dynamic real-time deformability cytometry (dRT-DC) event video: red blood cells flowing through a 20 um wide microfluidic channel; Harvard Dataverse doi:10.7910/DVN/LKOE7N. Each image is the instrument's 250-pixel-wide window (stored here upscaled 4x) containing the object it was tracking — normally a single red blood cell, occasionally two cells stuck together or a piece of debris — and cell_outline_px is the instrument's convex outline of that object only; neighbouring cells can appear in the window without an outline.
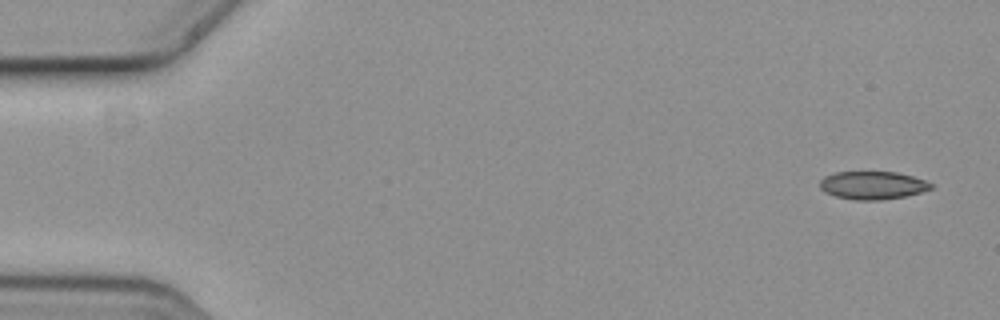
{"species": "common noctule bat (a hibernating species)", "species_latin": "Nyctalus noctula", "temperature_condition": "cold", "stored_images_in_passage": 6, "camera_frame_rate_fps": 3000, "um_per_image_px": 0.085, "animal": {"sex": "female", "body_mass_g": 19.3, "forearm_length_mm": 54.1}, "frame": {"image": 1, "passage_image": 1, "time_ms": 0.0, "image_size_px": [1000, 320], "cell_outline_px": [[932, 188], [920, 192], [904, 196], [880, 200], [852, 200], [836, 196], [824, 192], [820, 188], [820, 180], [824, 176], [836, 172], [896, 172], [912, 176], [924, 180], [932, 184]], "centroid_in_image_um": [74.13, 15.75], "position_along_channel_um": 10.9, "area_um2": 18.03}}
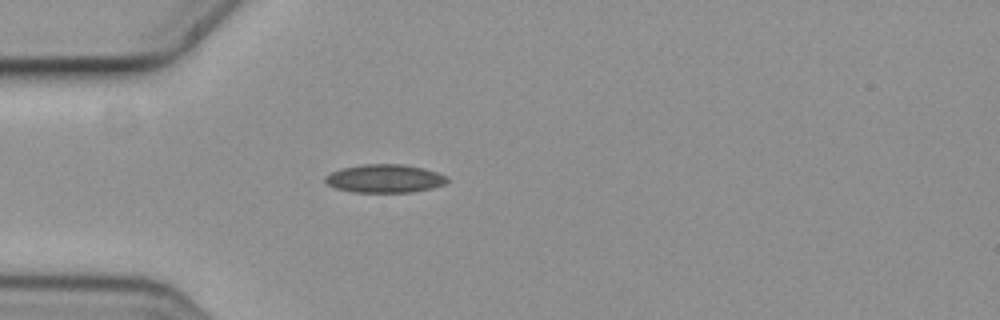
{"frame": {"image": 2, "passage_image": 5, "time_ms": 1.333, "image_size_px": [1000, 320], "cell_outline_px": [[448, 180], [444, 184], [432, 188], [412, 192], [352, 192], [336, 188], [328, 184], [324, 180], [324, 176], [340, 168], [364, 164], [404, 164], [424, 168], [448, 176]], "centroid_in_image_um": [32.7, 15.17], "position_along_channel_um": 52.3, "area_um2": 20.17}}